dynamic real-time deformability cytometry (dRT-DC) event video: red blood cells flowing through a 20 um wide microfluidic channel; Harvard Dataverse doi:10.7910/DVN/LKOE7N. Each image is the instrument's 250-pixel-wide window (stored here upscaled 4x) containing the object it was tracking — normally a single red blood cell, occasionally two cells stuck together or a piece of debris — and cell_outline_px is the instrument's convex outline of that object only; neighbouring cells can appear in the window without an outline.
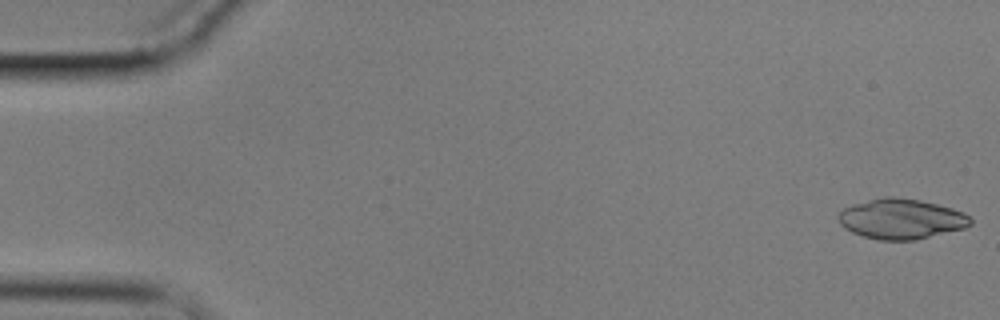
{"species": "common noctule bat (a hibernating species)", "species_latin": "Nyctalus noctula", "temperature_condition": "cold", "stored_images_in_passage": 25, "camera_frame_rate_fps": 3000, "um_per_image_px": 0.085, "animal": {"sex": "male", "body_mass_g": 17.9}, "frame": {"image": 1, "passage_image": 1, "time_ms": 0.0, "image_size_px": [1000, 320], "cell_outline_px": [[972, 224], [964, 228], [916, 240], [880, 240], [864, 236], [852, 232], [844, 228], [840, 224], [836, 216], [844, 208], [852, 204], [884, 196], [892, 196], [920, 200], [952, 208], [964, 212], [972, 220]], "centroid_in_image_um": [76.59, 18.6], "position_along_channel_um": 8.4, "area_um2": 30.98}}